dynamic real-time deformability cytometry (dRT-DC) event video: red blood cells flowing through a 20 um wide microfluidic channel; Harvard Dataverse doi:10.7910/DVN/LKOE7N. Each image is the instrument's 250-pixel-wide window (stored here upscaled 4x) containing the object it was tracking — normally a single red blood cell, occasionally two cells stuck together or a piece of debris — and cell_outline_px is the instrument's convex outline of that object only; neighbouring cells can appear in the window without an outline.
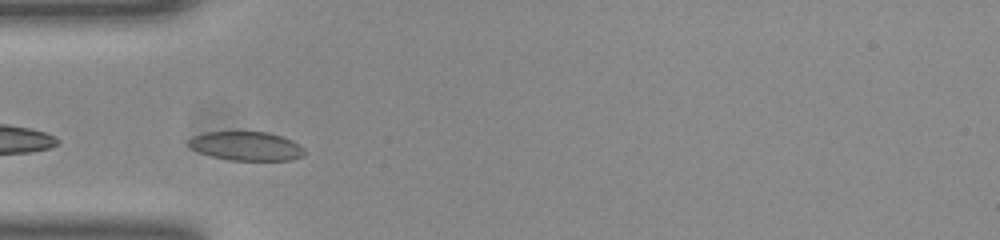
{"species": "common noctule bat (a hibernating species)", "species_latin": "Nyctalus noctula", "temperature_condition": "room temperature", "stored_images_in_passage": 26, "camera_frame_rate_fps": 3000, "um_per_image_px": 0.085, "animal": {"sex": "female", "body_mass_g": 23.0, "forearm_length_mm": 53.4}, "frame": {"image": 1, "passage_image": 2, "time_ms": 0.333, "image_size_px": [1000, 240], "cell_outline_px": [[304, 156], [292, 160], [232, 160], [212, 156], [200, 152], [192, 148], [188, 144], [188, 140], [192, 136], [204, 132], [268, 132], [292, 140], [304, 148]], "centroid_in_image_um": [20.95, 12.41], "position_along_channel_um": 64.1, "area_um2": 19.42}}
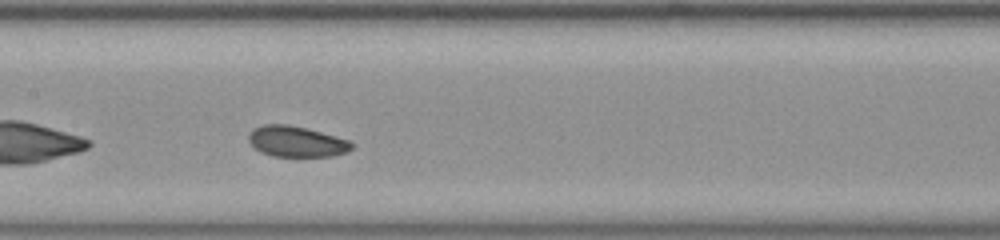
{"frame": {"image": 2, "passage_image": 11, "time_ms": 3.333, "image_size_px": [1000, 240], "cell_outline_px": [[352, 148], [344, 152], [332, 156], [272, 156], [256, 148], [248, 140], [248, 136], [256, 128], [264, 124], [288, 124], [320, 132], [348, 140], [352, 144]], "centroid_in_image_um": [25.19, 12.03], "position_along_channel_um": 182.2, "area_um2": 17.92}}
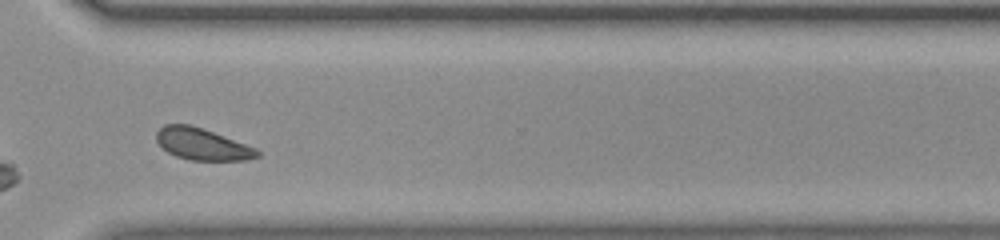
{"frame": {"image": 3, "passage_image": 24, "time_ms": 7.667, "image_size_px": [1000, 240], "cell_outline_px": [[260, 156], [248, 160], [188, 160], [176, 156], [168, 152], [156, 140], [156, 132], [164, 124], [188, 124], [212, 132], [256, 148], [260, 152]], "centroid_in_image_um": [17.18, 12.26], "position_along_channel_um": 353.4, "area_um2": 18.38}, "authors_computed_cell_mechanics": {"area_um2": 18.5249, "velocity_mm_per_s": 3.9481, "shape_relaxation_time_tau1_ms": null, "shape_relaxation_time_tau2_ms": 4.1126, "deformation_change_tau1": null, "deformation_change_tau2": 0.0776}}